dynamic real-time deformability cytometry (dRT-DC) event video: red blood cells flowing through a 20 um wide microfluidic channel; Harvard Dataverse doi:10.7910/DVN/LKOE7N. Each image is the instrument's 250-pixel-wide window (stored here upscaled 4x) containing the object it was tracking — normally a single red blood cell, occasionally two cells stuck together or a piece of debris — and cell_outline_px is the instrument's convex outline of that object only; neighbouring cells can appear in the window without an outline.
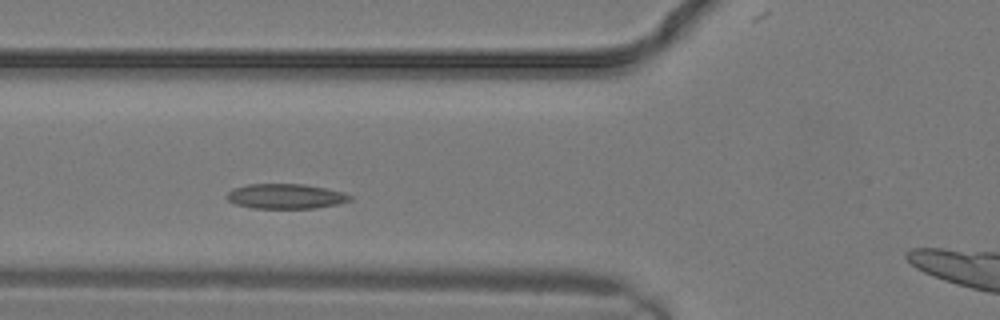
{"species": "common noctule bat (a hibernating species)", "species_latin": "Nyctalus noctula", "temperature_condition": "warm", "stored_images_in_passage": 13, "camera_frame_rate_fps": 3000, "um_per_image_px": 0.085, "animal": {"sex": "male", "body_mass_g": 19.2, "forearm_length_mm": 51.8}, "frame": {"image": 1, "passage_image": 5, "time_ms": 1.333, "image_size_px": [1000, 320], "cell_outline_px": [[352, 200], [340, 204], [316, 208], [252, 208], [236, 204], [228, 200], [224, 196], [232, 188], [248, 184], [304, 184], [344, 192], [352, 196]], "centroid_in_image_um": [24.28, 16.68], "position_along_channel_um": 101.5, "area_um2": 18.03}}
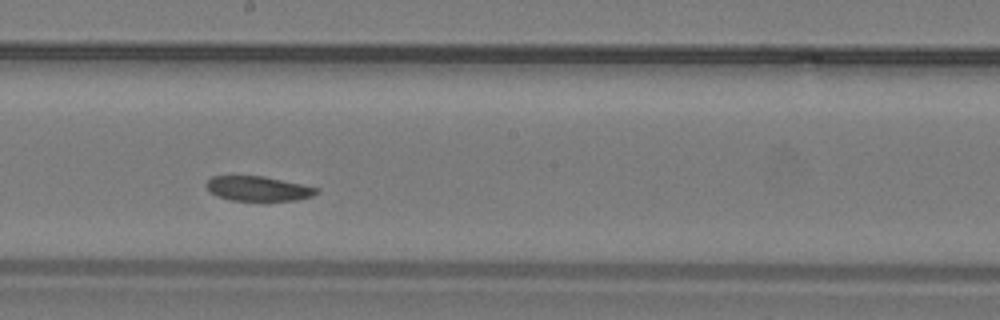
{"frame": {"image": 2, "passage_image": 10, "time_ms": 3.0, "image_size_px": [1000, 320], "cell_outline_px": [[320, 192], [312, 196], [296, 200], [232, 200], [216, 196], [204, 184], [212, 176], [264, 176], [320, 188]], "centroid_in_image_um": [21.97, 16.02], "position_along_channel_um": 226.2, "area_um2": 15.78}}
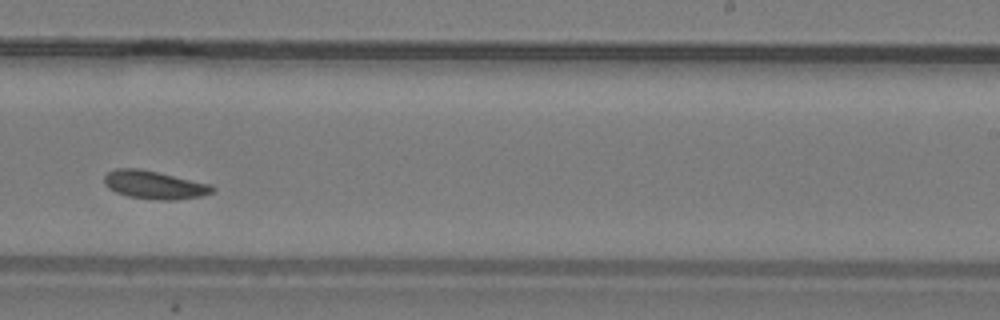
{"frame": {"image": 3, "passage_image": 12, "time_ms": 3.667, "image_size_px": [1000, 320], "cell_outline_px": [[216, 188], [212, 192], [200, 196], [176, 200], [156, 200], [128, 196], [116, 192], [108, 188], [104, 184], [104, 176], [108, 172], [116, 168], [136, 168], [156, 172], [212, 184]], "centroid_in_image_um": [13.11, 15.72], "position_along_channel_um": 275.9, "area_um2": 17.69}}